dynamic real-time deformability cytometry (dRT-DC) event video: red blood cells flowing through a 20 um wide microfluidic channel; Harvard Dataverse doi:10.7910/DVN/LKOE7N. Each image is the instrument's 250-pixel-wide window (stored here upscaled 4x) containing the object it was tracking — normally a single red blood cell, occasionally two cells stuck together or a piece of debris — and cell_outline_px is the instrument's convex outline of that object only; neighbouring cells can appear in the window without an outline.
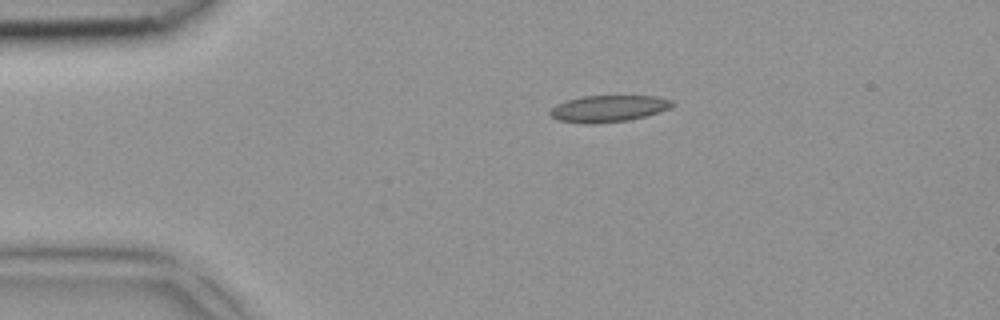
{"species": "common noctule bat (a hibernating species)", "species_latin": "Nyctalus noctula", "temperature_condition": "room temperature", "stored_images_in_passage": 3, "camera_frame_rate_fps": 3000, "um_per_image_px": 0.085, "animal": {"sex": "female", "body_mass_g": 18.4}, "frame": {"image": 1, "passage_image": 3, "time_ms": 0.667, "image_size_px": [1000, 320], "cell_outline_px": [[676, 104], [668, 108], [644, 116], [628, 120], [592, 124], [584, 124], [556, 120], [548, 112], [556, 104], [580, 96], [656, 96], [672, 100]], "centroid_in_image_um": [51.67, 9.23], "position_along_channel_um": 33.3, "area_um2": 18.9}}